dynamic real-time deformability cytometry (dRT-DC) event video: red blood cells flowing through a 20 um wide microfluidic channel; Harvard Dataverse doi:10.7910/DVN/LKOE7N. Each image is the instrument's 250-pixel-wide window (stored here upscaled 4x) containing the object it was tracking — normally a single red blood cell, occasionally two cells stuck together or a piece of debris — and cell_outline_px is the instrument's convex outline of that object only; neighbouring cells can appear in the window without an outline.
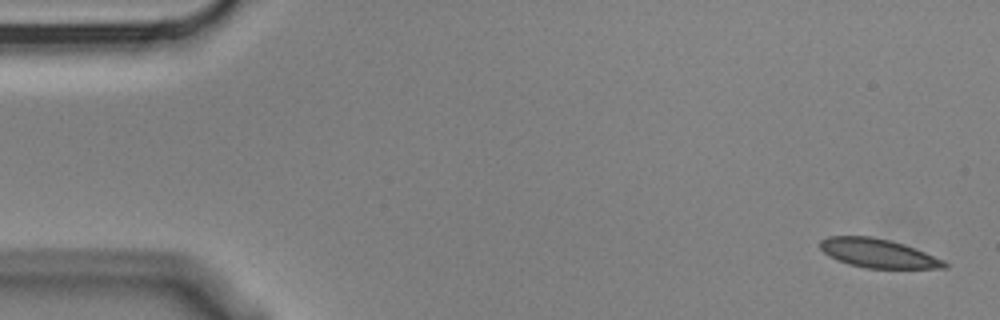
{"species": "Egyptian fruit bat (a non-hibernating species)", "species_latin": "Rousettus aegyptiacus", "temperature_condition": "cold", "stored_images_in_passage": 4, "camera_frame_rate_fps": 3000, "um_per_image_px": 0.085, "animal": {"sex": "male"}, "frame": {"image": 1, "passage_image": 1, "time_ms": 0.0, "image_size_px": [1000, 320], "cell_outline_px": [[948, 268], [868, 268], [848, 264], [836, 260], [828, 256], [820, 248], [820, 240], [828, 236], [872, 236], [904, 244], [944, 260], [948, 264]], "centroid_in_image_um": [74.6, 21.52], "position_along_channel_um": 10.4, "area_um2": 20.87}}
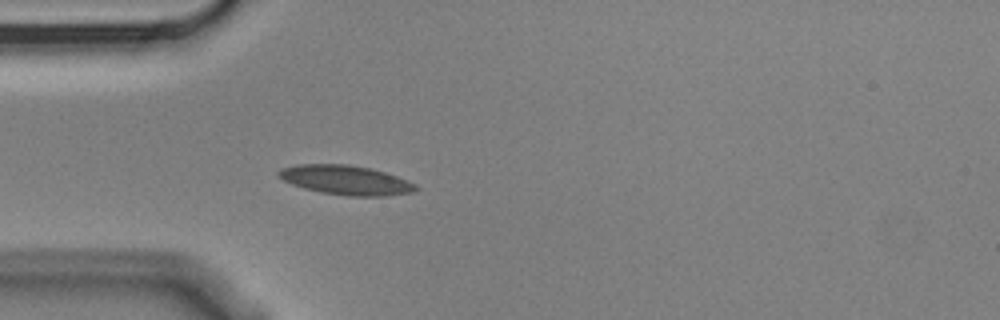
{"frame": {"image": 2, "passage_image": 4, "time_ms": 1.0, "image_size_px": [1000, 320], "cell_outline_px": [[420, 188], [416, 192], [388, 196], [348, 196], [320, 192], [304, 188], [292, 184], [276, 176], [276, 172], [284, 168], [296, 164], [348, 164], [368, 168], [384, 172], [408, 180], [416, 184]], "centroid_in_image_um": [29.42, 15.31], "position_along_channel_um": 55.6, "area_um2": 23.64}}